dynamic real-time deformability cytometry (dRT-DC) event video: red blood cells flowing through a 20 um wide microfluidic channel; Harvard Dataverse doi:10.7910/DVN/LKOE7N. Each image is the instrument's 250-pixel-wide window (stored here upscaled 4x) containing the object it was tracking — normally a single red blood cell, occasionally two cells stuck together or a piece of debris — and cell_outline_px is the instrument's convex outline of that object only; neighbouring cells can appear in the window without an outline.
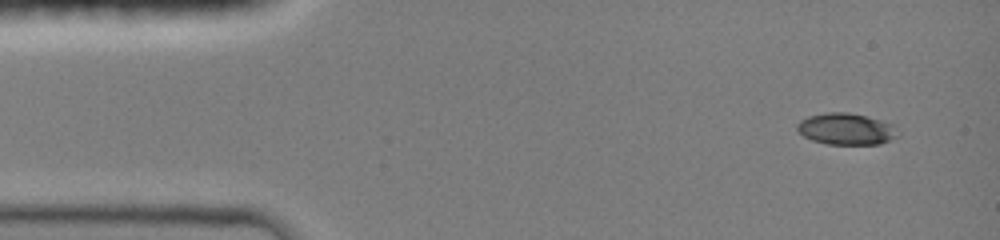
{"species": "common noctule bat (a hibernating species)", "species_latin": "Nyctalus noctula", "temperature_condition": "room temperature", "stored_images_in_passage": 6, "camera_frame_rate_fps": 3000, "um_per_image_px": 0.085, "animal": {"sex": "female", "body_mass_g": 19.0, "forearm_length_mm": 51.5}, "frame": {"image": 1, "passage_image": 1, "time_ms": 0.0, "image_size_px": [1000, 240], "cell_outline_px": [[900, 136], [880, 144], [828, 144], [812, 140], [804, 136], [796, 128], [796, 124], [800, 120], [808, 116], [824, 112], [848, 112], [896, 124]], "centroid_in_image_um": [71.96, 10.96], "position_along_channel_um": 13.0, "area_um2": 18.73}}
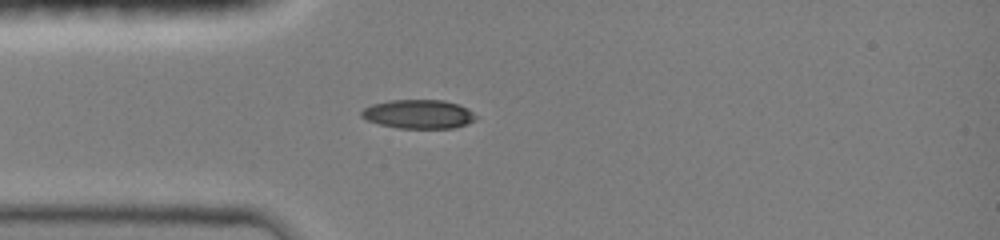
{"frame": {"image": 2, "passage_image": 4, "time_ms": 3.0, "image_size_px": [1000, 240], "cell_outline_px": [[476, 120], [452, 128], [400, 128], [380, 124], [368, 120], [360, 116], [360, 112], [364, 108], [372, 104], [388, 100], [444, 100], [460, 104], [468, 108], [476, 116]], "centroid_in_image_um": [35.57, 9.69], "position_along_channel_um": 49.4, "area_um2": 19.25}}
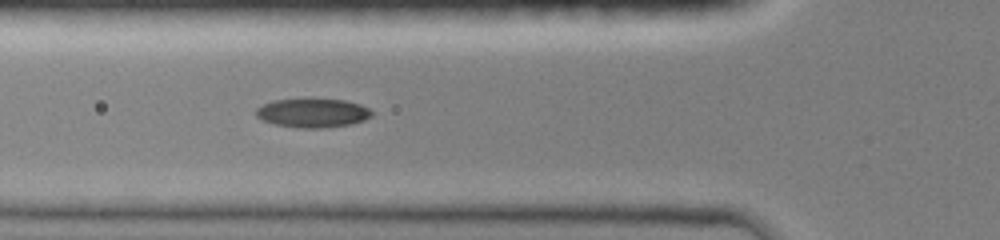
{"frame": {"image": 3, "passage_image": 6, "time_ms": 4.333, "image_size_px": [1000, 240], "cell_outline_px": [[372, 116], [364, 120], [348, 124], [320, 128], [304, 128], [276, 124], [264, 120], [256, 116], [256, 108], [272, 100], [344, 100], [360, 104], [368, 108], [372, 112]], "centroid_in_image_um": [26.58, 9.6], "position_along_channel_um": 99.2, "area_um2": 18.96}}